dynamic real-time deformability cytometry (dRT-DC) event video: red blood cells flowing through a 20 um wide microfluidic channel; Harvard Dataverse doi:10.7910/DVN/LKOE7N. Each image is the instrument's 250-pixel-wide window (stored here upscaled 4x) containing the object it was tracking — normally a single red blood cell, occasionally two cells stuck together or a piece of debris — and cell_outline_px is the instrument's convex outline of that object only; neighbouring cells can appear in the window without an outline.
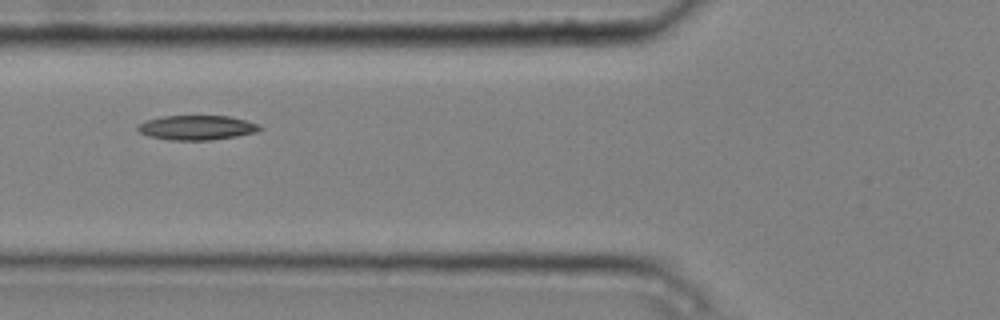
{"species": "common noctule bat (a hibernating species)", "species_latin": "Nyctalus noctula", "temperature_condition": "cold", "stored_images_in_passage": 7, "camera_frame_rate_fps": 3000, "um_per_image_px": 0.085, "animal": {"sex": "male", "body_mass_g": 20.4}, "frame": {"image": 1, "passage_image": 6, "time_ms": 1.667, "image_size_px": [1000, 320], "cell_outline_px": [[264, 128], [256, 132], [236, 136], [212, 140], [168, 140], [148, 136], [140, 132], [136, 128], [136, 124], [144, 120], [160, 116], [228, 116], [244, 120], [256, 124]], "centroid_in_image_um": [16.65, 10.85], "position_along_channel_um": 109.1, "area_um2": 17.57}}
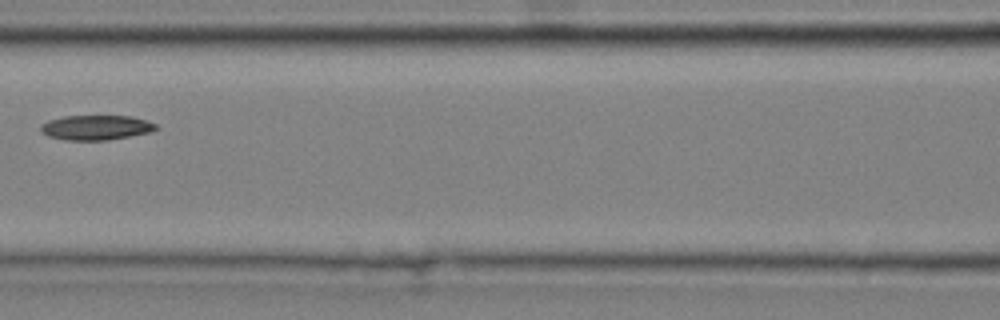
{"frame": {"image": 2, "passage_image": 7, "time_ms": 2.0, "image_size_px": [1000, 320], "cell_outline_px": [[160, 128], [152, 132], [132, 136], [108, 140], [64, 140], [48, 136], [40, 132], [40, 124], [48, 120], [64, 116], [132, 116], [156, 124]], "centroid_in_image_um": [8.16, 10.85], "position_along_channel_um": 158.4, "area_um2": 16.88}}